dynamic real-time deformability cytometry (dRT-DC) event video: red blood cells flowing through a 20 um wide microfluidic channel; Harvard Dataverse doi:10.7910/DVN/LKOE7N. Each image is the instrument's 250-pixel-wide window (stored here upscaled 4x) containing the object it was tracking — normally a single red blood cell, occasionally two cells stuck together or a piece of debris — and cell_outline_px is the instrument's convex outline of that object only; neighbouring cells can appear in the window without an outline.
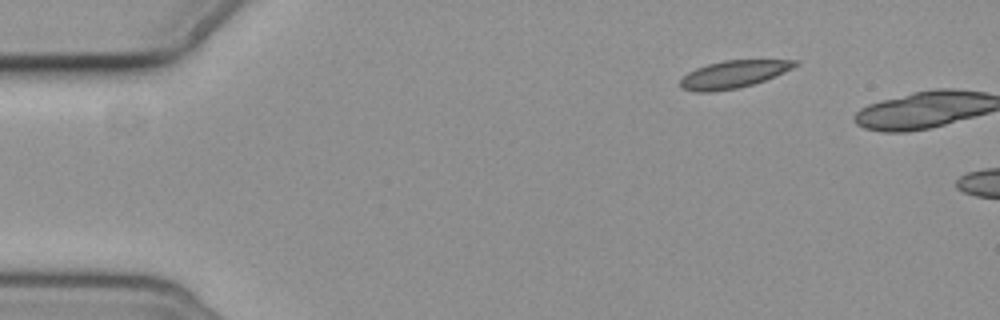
{"species": "common noctule bat (a hibernating species)", "species_latin": "Nyctalus noctula", "temperature_condition": "cold", "stored_images_in_passage": 2, "camera_frame_rate_fps": 3000, "um_per_image_px": 0.085, "animal": {"sex": "female", "body_mass_g": 19.3, "forearm_length_mm": 54.1}, "frame": {"image": 1, "passage_image": 1, "time_ms": 0.0, "image_size_px": [1000, 320], "cell_outline_px": [[800, 64], [784, 72], [764, 80], [752, 84], [736, 88], [712, 92], [696, 92], [680, 88], [680, 80], [688, 72], [696, 68], [708, 64], [724, 60], [800, 60]], "centroid_in_image_um": [62.33, 6.31], "position_along_channel_um": 22.7, "area_um2": 18.26}}